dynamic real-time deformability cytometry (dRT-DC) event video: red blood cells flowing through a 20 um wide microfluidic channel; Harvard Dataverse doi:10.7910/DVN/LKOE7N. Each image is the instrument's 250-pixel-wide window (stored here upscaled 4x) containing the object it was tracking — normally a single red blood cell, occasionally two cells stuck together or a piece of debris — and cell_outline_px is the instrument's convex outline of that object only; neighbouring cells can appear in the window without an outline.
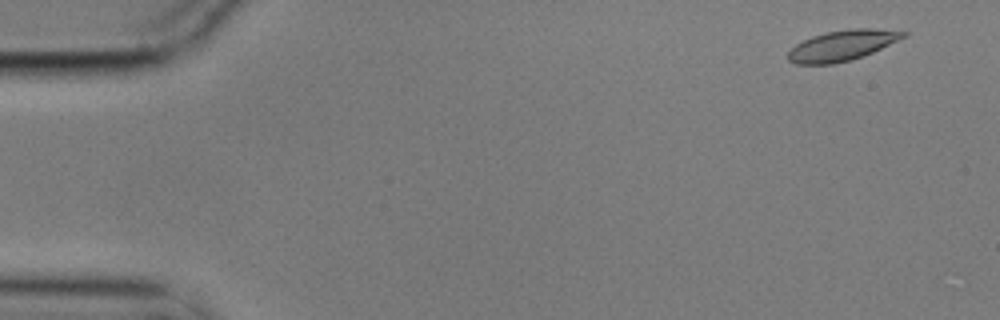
{"species": "common noctule bat (a hibernating species)", "species_latin": "Nyctalus noctula", "temperature_condition": "cold", "stored_images_in_passage": 4, "camera_frame_rate_fps": 3000, "um_per_image_px": 0.085, "animal": {"sex": "male", "body_mass_g": 17.9}, "frame": {"image": 1, "passage_image": 1, "time_ms": 0.0, "image_size_px": [1000, 320], "cell_outline_px": [[908, 36], [872, 52], [848, 60], [832, 64], [796, 64], [788, 60], [788, 52], [796, 44], [812, 36], [828, 32], [852, 28], [872, 28], [908, 32]], "centroid_in_image_um": [71.59, 3.85], "position_along_channel_um": 13.4, "area_um2": 20.17}}